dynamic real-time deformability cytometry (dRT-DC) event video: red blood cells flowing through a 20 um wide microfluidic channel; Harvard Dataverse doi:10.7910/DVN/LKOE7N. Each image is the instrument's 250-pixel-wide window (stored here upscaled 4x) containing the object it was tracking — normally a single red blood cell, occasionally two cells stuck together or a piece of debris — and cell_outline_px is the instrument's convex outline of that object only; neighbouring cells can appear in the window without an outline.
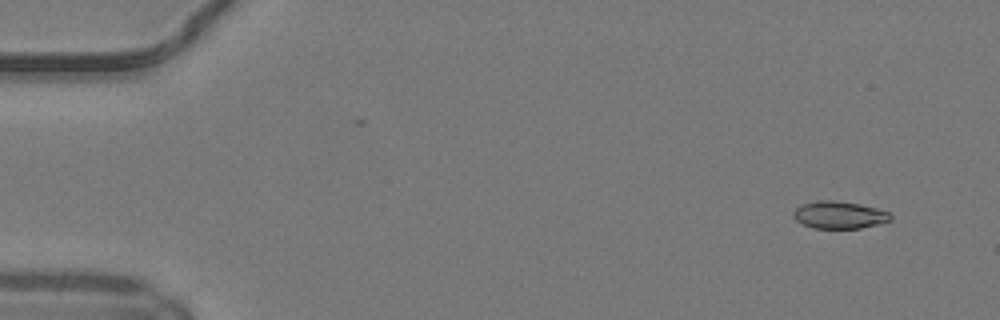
{"species": "common noctule bat (a hibernating species)", "species_latin": "Nyctalus noctula", "temperature_condition": "warm", "stored_images_in_passage": 48, "camera_frame_rate_fps": 3000, "um_per_image_px": 0.085, "animal": {"sex": "male", "body_mass_g": 19.2, "forearm_length_mm": 51.8}, "frame": {"image": 1, "passage_image": 2, "time_ms": 0.333, "image_size_px": [1000, 320], "cell_outline_px": [[892, 220], [880, 224], [860, 228], [812, 228], [796, 220], [792, 216], [792, 212], [800, 204], [816, 200], [836, 200], [860, 204], [876, 208], [888, 212], [892, 216]], "centroid_in_image_um": [71.32, 18.26], "position_along_channel_um": 13.7, "area_um2": 15.66}}
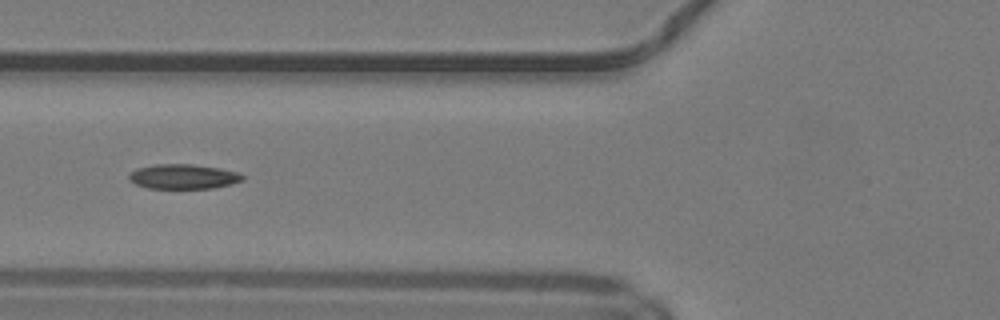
{"frame": {"image": 2, "passage_image": 18, "time_ms": 5.667, "image_size_px": [1000, 320], "cell_outline_px": [[244, 180], [212, 188], [148, 188], [136, 184], [128, 180], [128, 176], [136, 168], [156, 164], [192, 164], [220, 168], [236, 172], [244, 176]], "centroid_in_image_um": [15.55, 15.0], "position_along_channel_um": 110.3, "area_um2": 16.24}}
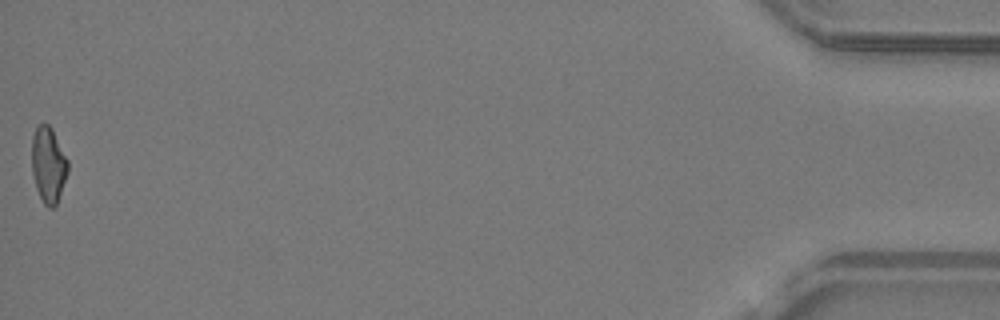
{"frame": {"image": 3, "passage_image": 48, "time_ms": 15.667, "image_size_px": [1000, 320], "cell_outline_px": [[68, 172], [56, 204], [52, 208], [48, 208], [44, 204], [36, 188], [32, 172], [32, 136], [36, 128], [40, 124], [48, 124], [52, 128], [68, 160]], "centroid_in_image_um": [4.11, 14.0], "position_along_channel_um": 431.1, "area_um2": 15.84}, "authors_computed_cell_mechanics": {"area_um2": 16.2129, "velocity_mm_per_s": 4.2056, "shape_relaxation_time_tau1_ms": null, "shape_relaxation_time_tau2_ms": 3.3009, "deformation_change_tau1": null, "deformation_change_tau2": 0.1045}}